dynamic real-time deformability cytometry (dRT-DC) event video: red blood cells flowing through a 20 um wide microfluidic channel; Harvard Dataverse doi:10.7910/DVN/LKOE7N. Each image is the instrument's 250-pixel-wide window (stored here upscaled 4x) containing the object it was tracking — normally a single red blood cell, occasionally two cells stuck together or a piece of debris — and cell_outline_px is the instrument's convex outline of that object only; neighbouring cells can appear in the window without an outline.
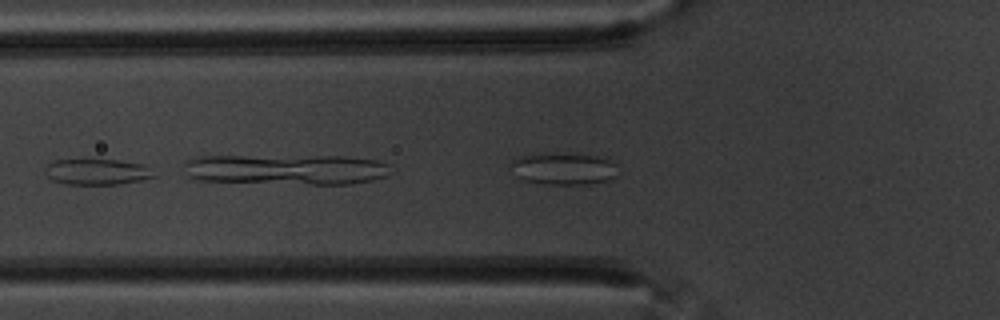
{"species": "common noctule bat (a hibernating species)", "species_latin": "Nyctalus noctula", "temperature_condition": "warm", "stored_images_in_passage": 5, "camera_frame_rate_fps": 3000, "um_per_image_px": 0.085, "animal": {"sex": "male", "body_mass_g": 20.1, "forearm_length_mm": 53.5}, "frame": {"image": 1, "passage_image": 3, "time_ms": 0.667, "image_size_px": [1000, 320], "cell_outline_px": [[156, 176], [140, 180], [116, 184], [64, 184], [52, 180], [44, 172], [44, 168], [52, 160], [116, 160], [144, 164]], "centroid_in_image_um": [8.19, 14.6], "position_along_channel_um": 117.6, "area_um2": 16.24}}